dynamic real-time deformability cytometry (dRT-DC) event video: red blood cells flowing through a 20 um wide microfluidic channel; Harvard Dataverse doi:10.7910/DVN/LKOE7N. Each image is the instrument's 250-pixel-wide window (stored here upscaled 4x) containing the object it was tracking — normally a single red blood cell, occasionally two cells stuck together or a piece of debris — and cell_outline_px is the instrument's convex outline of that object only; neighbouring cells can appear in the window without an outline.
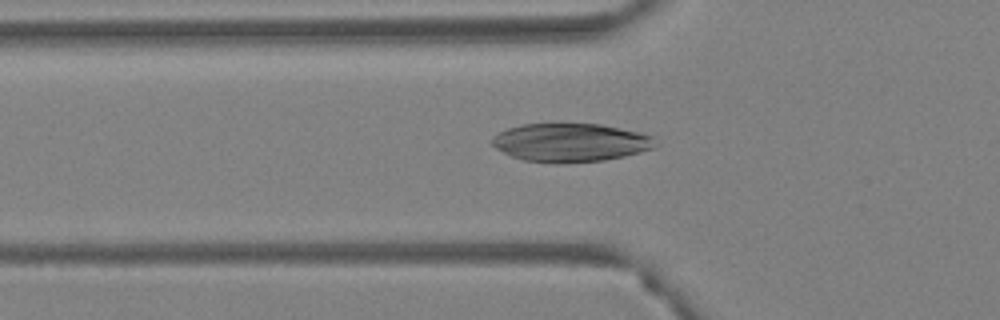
{"species": "Egyptian fruit bat (a non-hibernating species)", "species_latin": "Rousettus aegyptiacus", "temperature_condition": "warm", "stored_images_in_passage": 53, "camera_frame_rate_fps": 3000, "um_per_image_px": 0.085, "animal": {"sex": "female"}, "frame": {"image": 1, "passage_image": 20, "time_ms": 6.333, "image_size_px": [1000, 320], "cell_outline_px": [[660, 144], [652, 148], [640, 152], [624, 156], [604, 160], [524, 160], [512, 156], [496, 148], [492, 144], [492, 136], [508, 128], [520, 124], [556, 120], [600, 124], [656, 136]], "centroid_in_image_um": [48.52, 12.02], "position_along_channel_um": 77.3, "area_um2": 36.7}}
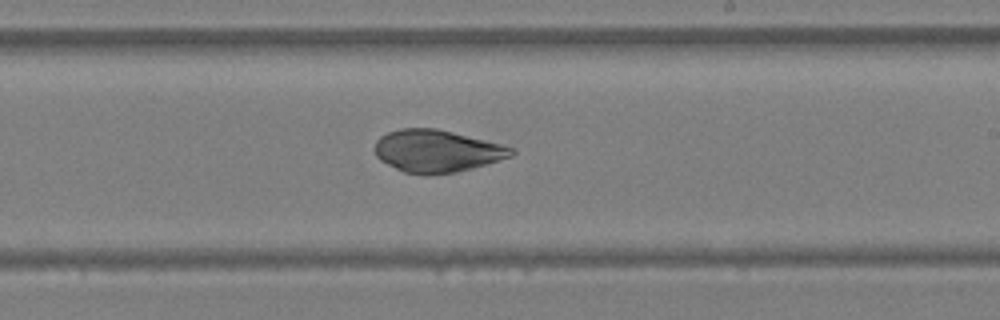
{"frame": {"image": 2, "passage_image": 34, "time_ms": 11.0, "image_size_px": [1000, 320], "cell_outline_px": [[516, 152], [512, 156], [500, 160], [472, 168], [456, 172], [404, 172], [380, 160], [376, 156], [376, 140], [380, 136], [388, 132], [400, 128], [436, 128], [516, 148]], "centroid_in_image_um": [37.15, 12.8], "position_along_channel_um": 251.8, "area_um2": 32.89}}
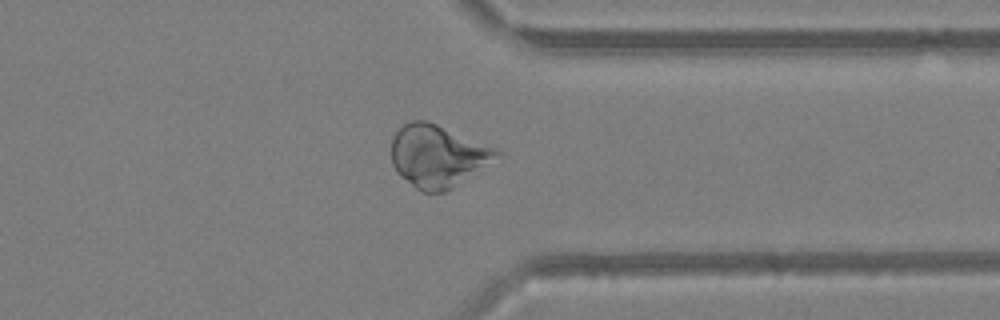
{"frame": {"image": 3, "passage_image": 44, "time_ms": 14.333, "image_size_px": [1000, 320], "cell_outline_px": [[500, 156], [452, 188], [444, 192], [420, 192], [400, 176], [396, 172], [392, 164], [392, 136], [404, 124], [412, 120], [424, 120], [436, 124], [496, 148], [500, 152]], "centroid_in_image_um": [37.16, 13.27], "position_along_channel_um": 374.2, "area_um2": 37.8}}